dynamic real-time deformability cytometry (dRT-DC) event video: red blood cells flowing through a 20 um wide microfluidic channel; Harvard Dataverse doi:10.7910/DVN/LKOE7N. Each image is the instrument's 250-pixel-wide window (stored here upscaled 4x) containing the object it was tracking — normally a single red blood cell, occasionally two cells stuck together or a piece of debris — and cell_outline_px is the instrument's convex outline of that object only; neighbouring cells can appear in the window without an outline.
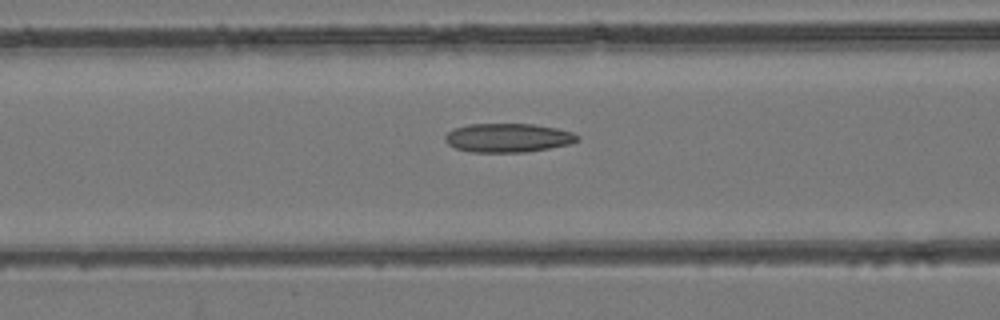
{"species": "common noctule bat (a hibernating species)", "species_latin": "Nyctalus noctula", "temperature_condition": "room temperature", "stored_images_in_passage": 40, "camera_frame_rate_fps": 3000, "um_per_image_px": 0.085, "animal": {"sex": "female", "body_mass_g": 24.6, "forearm_length_mm": 56.2}, "frame": {"image": 1, "passage_image": 11, "time_ms": 3.333, "image_size_px": [1000, 320], "cell_outline_px": [[580, 140], [568, 144], [548, 148], [524, 152], [468, 152], [456, 148], [448, 144], [444, 140], [444, 136], [452, 128], [468, 124], [532, 124], [556, 128], [572, 132], [580, 136]], "centroid_in_image_um": [43.14, 11.71], "position_along_channel_um": 123.5, "area_um2": 22.31}}
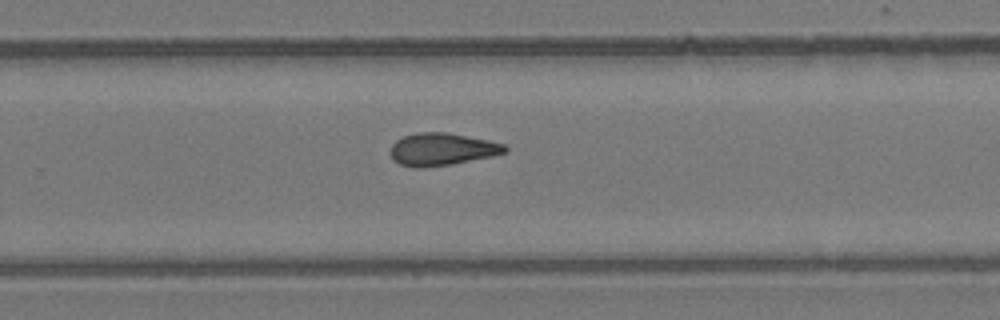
{"frame": {"image": 2, "passage_image": 23, "time_ms": 7.333, "image_size_px": [1000, 320], "cell_outline_px": [[508, 152], [492, 156], [452, 164], [424, 168], [412, 168], [400, 164], [392, 160], [392, 144], [396, 140], [404, 136], [416, 132], [448, 132], [488, 140], [504, 144], [508, 148]], "centroid_in_image_um": [37.57, 12.69], "position_along_channel_um": 292.2, "area_um2": 21.79}}
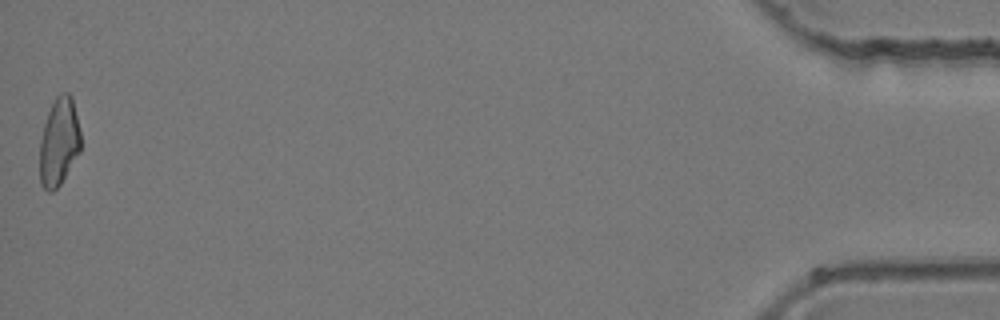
{"frame": {"image": 3, "passage_image": 40, "time_ms": 13.0, "image_size_px": [1000, 320], "cell_outline_px": [[80, 152], [60, 184], [52, 192], [48, 192], [40, 184], [40, 140], [44, 124], [48, 112], [56, 96], [60, 92], [68, 92], [72, 96], [80, 132]], "centroid_in_image_um": [5.01, 12.06], "position_along_channel_um": 430.2, "area_um2": 20.98}}